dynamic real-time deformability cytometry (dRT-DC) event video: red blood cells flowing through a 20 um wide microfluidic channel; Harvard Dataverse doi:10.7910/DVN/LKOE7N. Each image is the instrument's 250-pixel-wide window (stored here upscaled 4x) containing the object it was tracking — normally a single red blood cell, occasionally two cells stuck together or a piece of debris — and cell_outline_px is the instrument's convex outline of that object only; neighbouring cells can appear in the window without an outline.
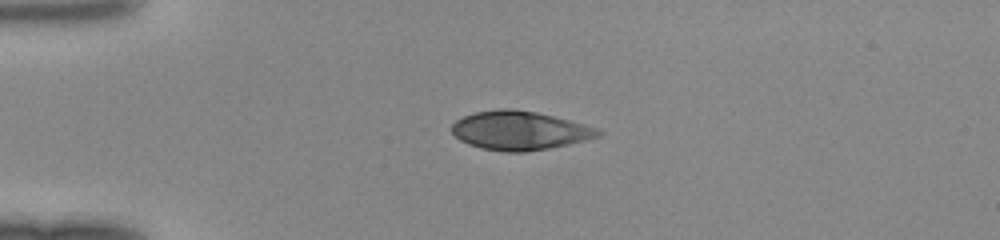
{"species": "human", "species_latin": "Homo sapiens", "temperature_condition": "room temperature", "stored_images_in_passage": 36, "camera_frame_rate_fps": 3000, "um_per_image_px": 0.085, "donor": {"sex": "female"}, "frame": {"image": 1, "passage_image": 1, "time_ms": 0.0, "image_size_px": [1000, 240], "cell_outline_px": [[560, 140], [556, 144], [540, 148], [488, 148], [476, 144], [460, 136], [456, 124], [460, 120], [468, 116], [484, 112], [528, 112], [540, 116]], "centroid_in_image_um": [43.1, 11.08], "position_along_channel_um": 41.9, "area_um2": 21.68}}
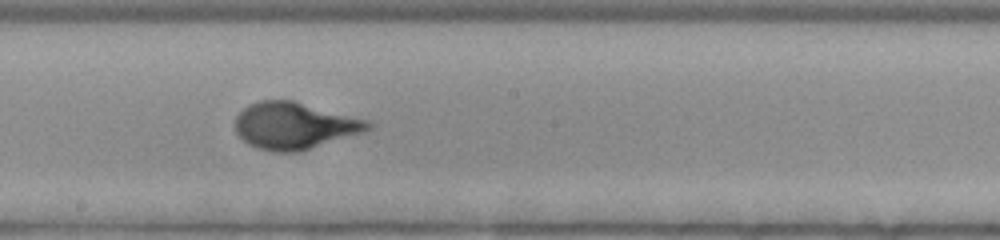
{"frame": {"image": 2, "passage_image": 16, "time_ms": 5.0, "image_size_px": [1000, 240], "cell_outline_px": [[360, 124], [356, 128], [308, 144], [292, 148], [284, 148], [264, 144], [256, 140], [252, 136], [280, 104], [292, 104]], "centroid_in_image_um": [25.46, 10.79], "position_along_channel_um": 222.7, "area_um2": 20.23}}
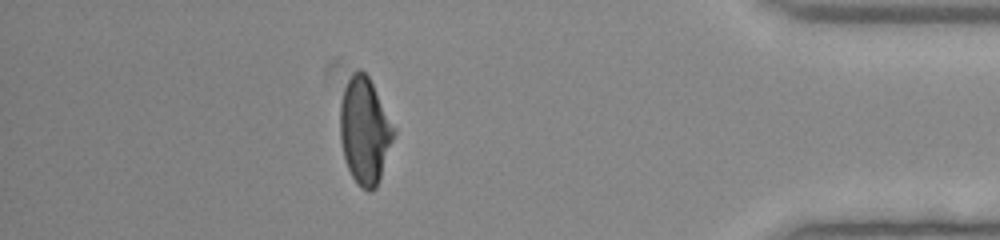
{"frame": {"image": 3, "passage_image": 31, "time_ms": 10.0, "image_size_px": [1000, 240], "cell_outline_px": [[388, 140], [380, 168], [376, 180], [372, 188], [368, 188], [360, 184], [352, 172], [344, 148], [344, 96], [348, 84], [360, 72], [368, 80], [372, 88], [388, 136]], "centroid_in_image_um": [30.91, 11.17], "position_along_channel_um": 404.3, "area_um2": 25.84}}